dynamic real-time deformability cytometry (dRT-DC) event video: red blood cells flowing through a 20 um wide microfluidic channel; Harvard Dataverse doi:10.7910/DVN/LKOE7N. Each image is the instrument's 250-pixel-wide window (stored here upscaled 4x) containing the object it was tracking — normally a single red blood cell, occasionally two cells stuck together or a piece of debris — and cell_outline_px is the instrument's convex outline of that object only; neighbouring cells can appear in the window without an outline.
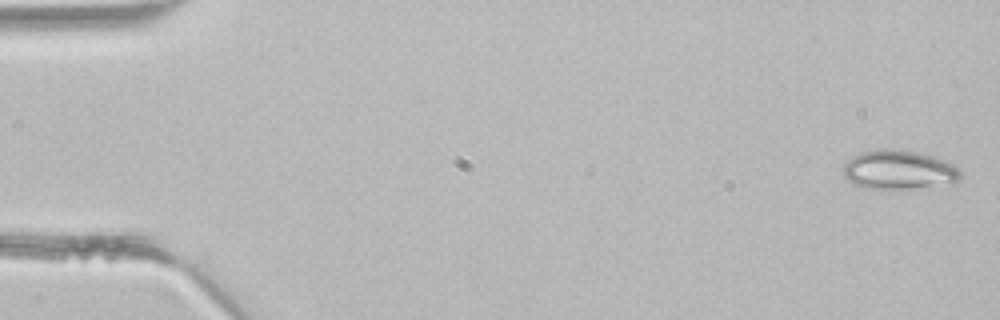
{"species": "common noctule bat (a hibernating species)", "species_latin": "Nyctalus noctula", "temperature_condition": "room temperature", "stored_images_in_passage": 5, "camera_frame_rate_fps": 3000, "um_per_image_px": 0.085, "animal": {"sex": "male", "body_mass_g": 21.5, "forearm_length_mm": 52.0}, "frame": {"image": 1, "passage_image": 1, "time_ms": 0.0, "image_size_px": [1000, 320], "cell_outline_px": [[960, 180], [956, 184], [888, 192], [864, 188], [852, 184], [844, 176], [844, 164], [852, 156], [860, 152], [880, 148], [892, 148], [916, 152], [932, 156], [944, 160], [952, 164], [960, 172]], "centroid_in_image_um": [76.39, 14.49], "position_along_channel_um": 8.6, "area_um2": 27.86}}